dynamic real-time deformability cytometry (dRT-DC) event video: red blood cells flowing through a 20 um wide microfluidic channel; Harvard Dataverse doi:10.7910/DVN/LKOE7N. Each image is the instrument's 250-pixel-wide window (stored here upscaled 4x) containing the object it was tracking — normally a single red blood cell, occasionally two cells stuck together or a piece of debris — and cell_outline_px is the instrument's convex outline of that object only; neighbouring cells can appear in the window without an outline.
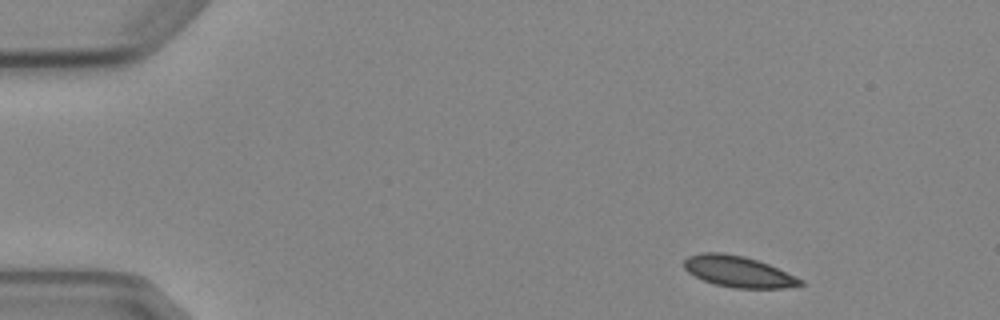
{"species": "Egyptian fruit bat (a non-hibernating species)", "species_latin": "Rousettus aegyptiacus", "temperature_condition": "cold", "stored_images_in_passage": 3, "camera_frame_rate_fps": 3000, "um_per_image_px": 0.085, "animal": {"sex": "female"}, "frame": {"image": 1, "passage_image": 1, "time_ms": 0.0, "image_size_px": [1000, 320], "cell_outline_px": [[804, 284], [784, 288], [736, 288], [716, 284], [704, 280], [688, 272], [684, 268], [684, 260], [688, 256], [700, 252], [720, 252], [744, 256], [768, 264], [804, 280]], "centroid_in_image_um": [62.75, 23.07], "position_along_channel_um": 22.3, "area_um2": 20.92}}
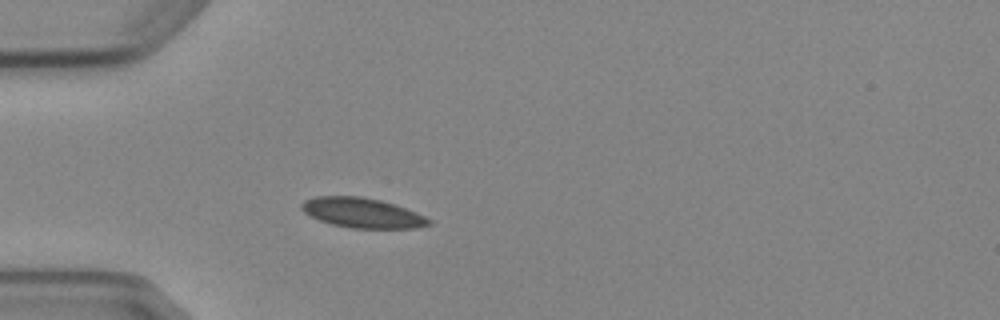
{"frame": {"image": 2, "passage_image": 3, "time_ms": 3.0, "image_size_px": [1000, 320], "cell_outline_px": [[432, 224], [416, 228], [352, 228], [332, 224], [320, 220], [304, 212], [300, 208], [300, 204], [304, 200], [316, 196], [360, 196], [380, 200], [396, 204], [416, 212], [432, 220]], "centroid_in_image_um": [30.81, 18.08], "position_along_channel_um": 54.2, "area_um2": 22.2}}